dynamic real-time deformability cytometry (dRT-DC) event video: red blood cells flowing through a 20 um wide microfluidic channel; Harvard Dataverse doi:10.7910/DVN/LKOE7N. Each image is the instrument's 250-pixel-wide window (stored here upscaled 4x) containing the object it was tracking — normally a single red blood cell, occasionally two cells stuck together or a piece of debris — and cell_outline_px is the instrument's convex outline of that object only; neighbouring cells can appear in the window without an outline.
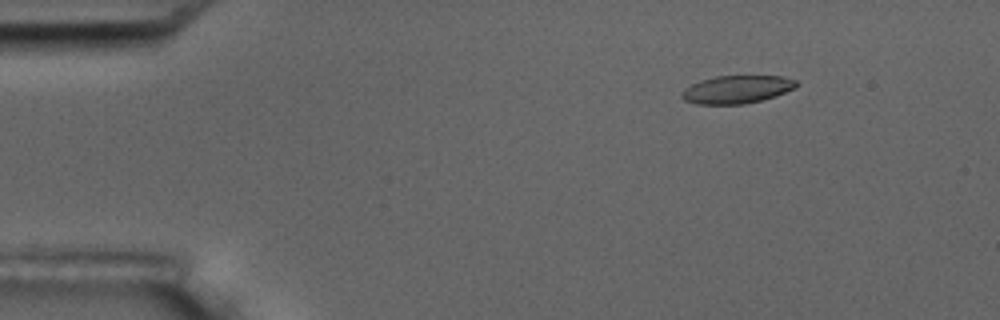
{"species": "common noctule bat (a hibernating species)", "species_latin": "Nyctalus noctula", "temperature_condition": "room temperature", "stored_images_in_passage": 9, "camera_frame_rate_fps": 3000, "um_per_image_px": 0.085, "animal": {"sex": "male", "body_mass_g": 17.5, "forearm_length_mm": 52.3}, "frame": {"image": 1, "passage_image": 1, "time_ms": 0.0, "image_size_px": [1000, 320], "cell_outline_px": [[800, 84], [796, 88], [776, 96], [744, 104], [696, 104], [684, 100], [680, 96], [680, 92], [684, 88], [700, 80], [716, 76], [784, 76], [796, 80]], "centroid_in_image_um": [62.64, 7.6], "position_along_channel_um": 22.4, "area_um2": 18.84}}
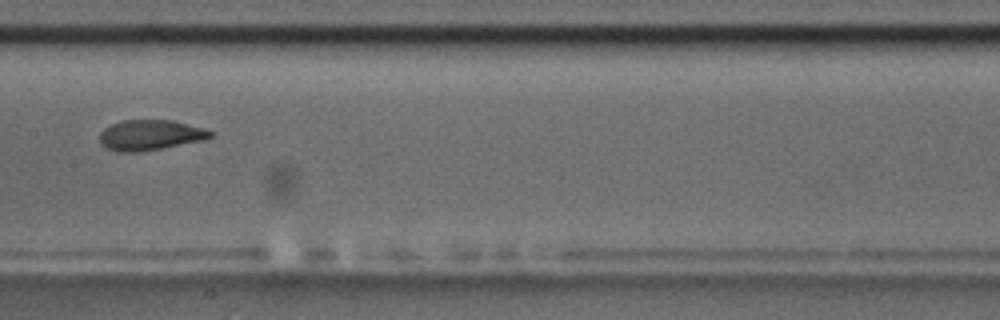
{"frame": {"image": 2, "passage_image": 7, "time_ms": 7.0, "image_size_px": [1000, 320], "cell_outline_px": [[216, 132], [212, 136], [204, 140], [140, 152], [116, 152], [108, 148], [100, 140], [100, 132], [104, 128], [120, 120], [172, 120]], "centroid_in_image_um": [12.77, 11.48], "position_along_channel_um": 194.6, "area_um2": 19.48}}
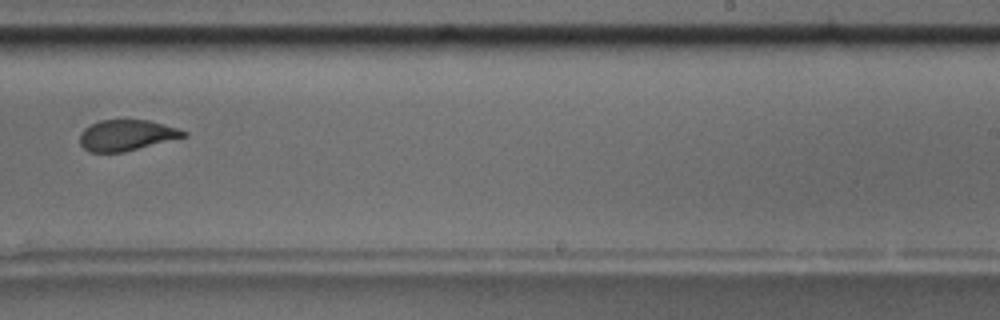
{"frame": {"image": 3, "passage_image": 9, "time_ms": 9.333, "image_size_px": [1000, 320], "cell_outline_px": [[188, 136], [124, 152], [88, 152], [80, 144], [80, 132], [84, 128], [100, 120], [148, 120], [164, 124], [188, 132]], "centroid_in_image_um": [10.75, 11.5], "position_along_channel_um": 278.2, "area_um2": 18.67}}